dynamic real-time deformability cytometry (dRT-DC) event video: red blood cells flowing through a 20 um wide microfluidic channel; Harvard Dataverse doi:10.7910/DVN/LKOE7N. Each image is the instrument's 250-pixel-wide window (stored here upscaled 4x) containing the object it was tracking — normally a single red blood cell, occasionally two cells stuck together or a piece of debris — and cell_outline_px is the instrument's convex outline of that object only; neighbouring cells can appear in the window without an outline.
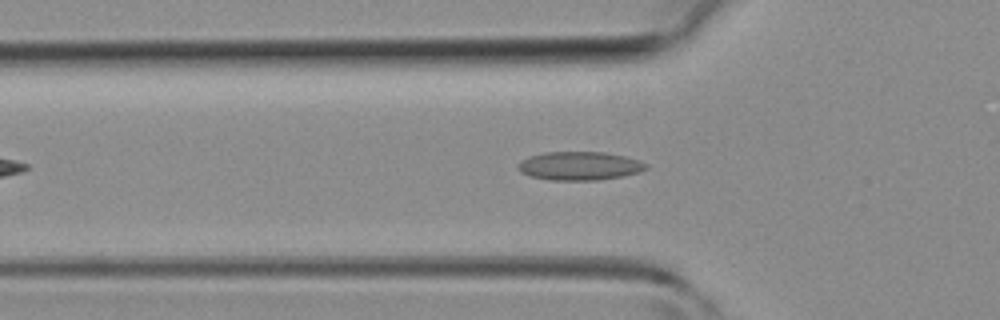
{"species": "common noctule bat (a hibernating species)", "species_latin": "Nyctalus noctula", "temperature_condition": "room temperature", "stored_images_in_passage": 38, "camera_frame_rate_fps": 3000, "um_per_image_px": 0.085, "animal": {"sex": "female", "body_mass_g": 19.3, "forearm_length_mm": 54.1}, "frame": {"image": 1, "passage_image": 8, "time_ms": 2.333, "image_size_px": [1000, 320], "cell_outline_px": [[648, 168], [624, 176], [596, 180], [548, 180], [532, 176], [520, 172], [516, 168], [516, 164], [532, 156], [544, 152], [604, 152], [624, 156], [648, 164]], "centroid_in_image_um": [49.24, 14.1], "position_along_channel_um": 76.6, "area_um2": 21.1}}
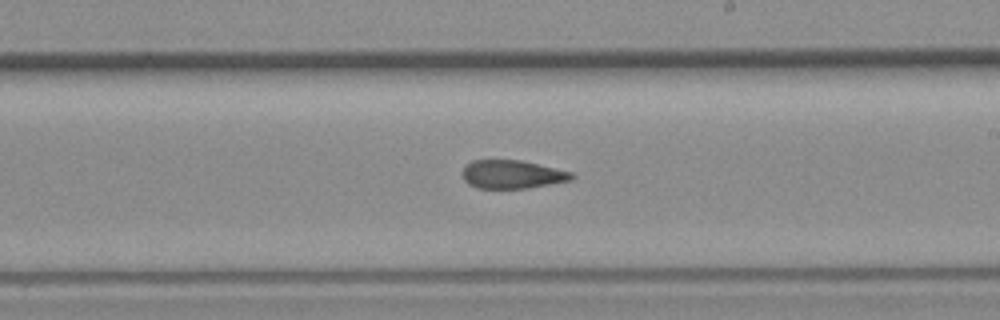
{"frame": {"image": 2, "passage_image": 19, "time_ms": 6.0, "image_size_px": [1000, 320], "cell_outline_px": [[576, 176], [572, 180], [528, 188], [476, 188], [468, 184], [464, 180], [464, 168], [472, 160], [520, 160], [572, 172]], "centroid_in_image_um": [43.56, 14.83], "position_along_channel_um": 245.4, "area_um2": 17.92}}
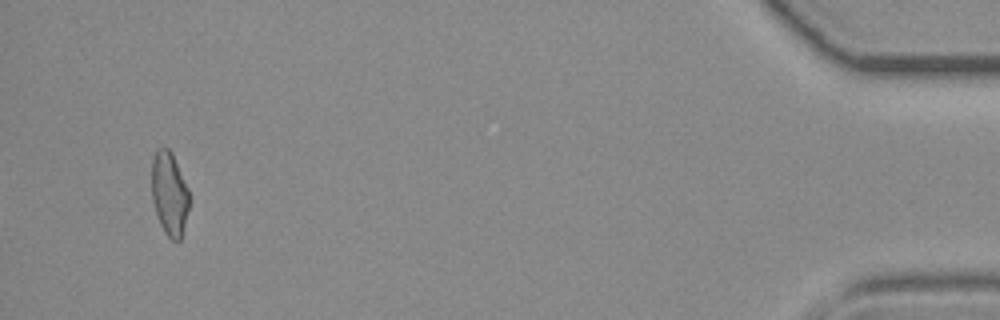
{"frame": {"image": 3, "passage_image": 36, "time_ms": 11.667, "image_size_px": [1000, 320], "cell_outline_px": [[188, 208], [180, 240], [172, 240], [164, 232], [160, 224], [152, 200], [152, 160], [156, 148], [168, 148], [172, 152], [188, 188]], "centroid_in_image_um": [14.38, 16.42], "position_along_channel_um": 420.8, "area_um2": 18.03}}